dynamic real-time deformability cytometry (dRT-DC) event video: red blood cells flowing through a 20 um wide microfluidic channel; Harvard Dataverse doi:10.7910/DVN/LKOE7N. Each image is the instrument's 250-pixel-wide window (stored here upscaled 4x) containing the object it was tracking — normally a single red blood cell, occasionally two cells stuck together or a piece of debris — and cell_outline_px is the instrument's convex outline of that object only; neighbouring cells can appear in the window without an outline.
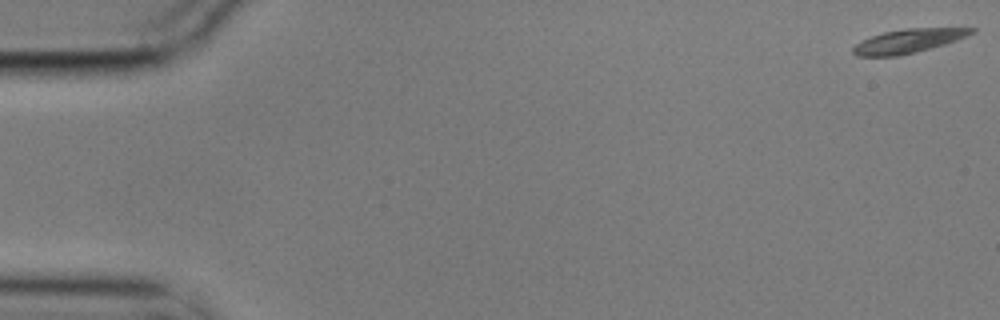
{"species": "common noctule bat (a hibernating species)", "species_latin": "Nyctalus noctula", "temperature_condition": "cold", "stored_images_in_passage": 12, "camera_frame_rate_fps": 3000, "um_per_image_px": 0.085, "animal": {"sex": "male", "body_mass_g": 17.9}, "frame": {"image": 1, "passage_image": 1, "time_ms": 0.0, "image_size_px": [1000, 320], "cell_outline_px": [[976, 32], [956, 40], [944, 44], [916, 52], [896, 56], [856, 56], [852, 52], [852, 48], [856, 44], [872, 36], [884, 32], [904, 28], [976, 28]], "centroid_in_image_um": [77.2, 3.48], "position_along_channel_um": 7.8, "area_um2": 16.3}}
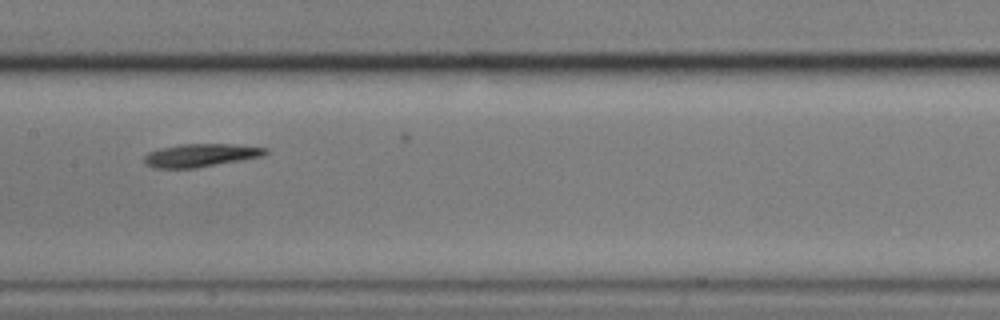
{"frame": {"image": 2, "passage_image": 7, "time_ms": 2.0, "image_size_px": [1000, 320], "cell_outline_px": [[268, 152], [264, 156], [196, 168], [152, 168], [144, 164], [144, 156], [148, 152], [160, 148], [180, 144], [236, 144], [268, 148]], "centroid_in_image_um": [17.05, 13.2], "position_along_channel_um": 190.4, "area_um2": 16.47}}
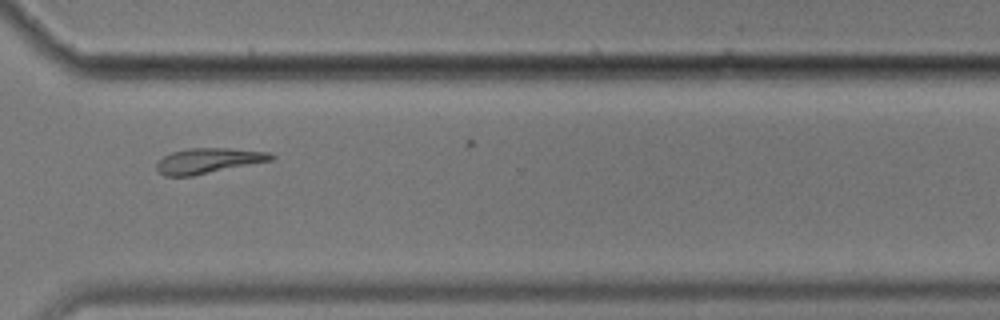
{"frame": {"image": 3, "passage_image": 11, "time_ms": 3.333, "image_size_px": [1000, 320], "cell_outline_px": [[276, 156], [272, 160], [192, 176], [164, 176], [156, 168], [156, 164], [164, 156], [172, 152], [188, 148], [228, 148], [272, 152]], "centroid_in_image_um": [17.73, 13.65], "position_along_channel_um": 352.9, "area_um2": 16.82}}